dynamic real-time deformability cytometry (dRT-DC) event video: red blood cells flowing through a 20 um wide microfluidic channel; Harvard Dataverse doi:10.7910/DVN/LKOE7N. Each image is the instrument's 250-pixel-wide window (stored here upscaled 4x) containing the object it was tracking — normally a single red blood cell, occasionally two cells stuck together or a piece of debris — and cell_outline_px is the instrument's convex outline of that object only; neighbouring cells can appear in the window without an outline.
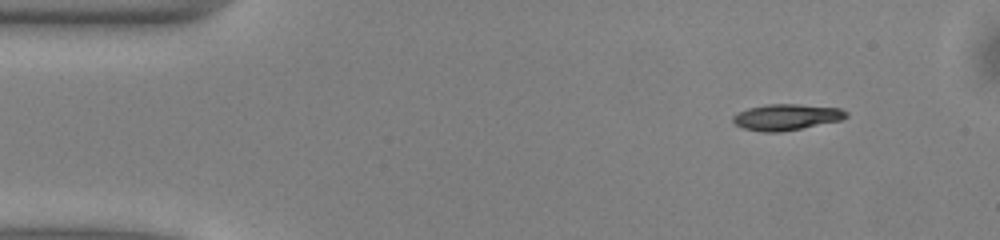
{"species": "common noctule bat (a hibernating species)", "species_latin": "Nyctalus noctula", "temperature_condition": "warm", "stored_images_in_passage": 8, "camera_frame_rate_fps": 3000, "um_per_image_px": 0.085, "animal": {"sex": "male", "body_mass_g": 13.0, "forearm_length_mm": 53.1}, "frame": {"image": 1, "passage_image": 1, "time_ms": 0.0, "image_size_px": [1000, 240], "cell_outline_px": [[848, 116], [840, 120], [780, 132], [764, 132], [744, 128], [736, 124], [732, 120], [732, 116], [736, 112], [748, 108], [768, 104], [800, 104], [840, 108], [848, 112]], "centroid_in_image_um": [66.83, 9.94], "position_along_channel_um": 18.2, "area_um2": 17.11}}